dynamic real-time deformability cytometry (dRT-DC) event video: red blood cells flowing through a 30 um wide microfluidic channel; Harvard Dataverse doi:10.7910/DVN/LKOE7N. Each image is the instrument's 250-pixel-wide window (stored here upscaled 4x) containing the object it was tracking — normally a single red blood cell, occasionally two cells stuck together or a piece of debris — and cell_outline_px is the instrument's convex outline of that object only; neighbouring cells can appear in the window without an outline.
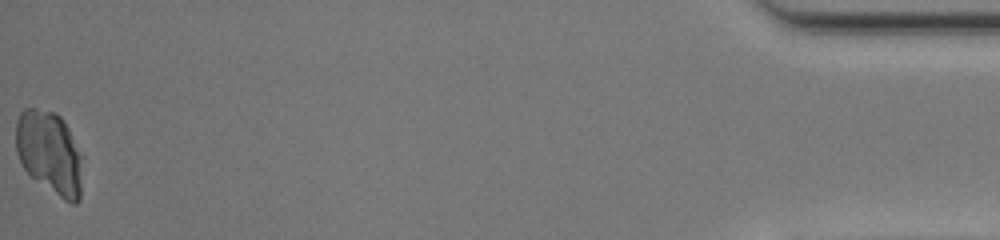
{"species": "common noctule bat (a hibernating species)", "species_latin": "Nyctalus noctula", "temperature_condition": "warm", "stored_images_in_passage": 47, "camera_frame_rate_fps": 3000, "um_per_image_px": 0.085, "animal": {"sex": "female", "body_mass_g": 20.0, "forearm_length_mm": 54.0}, "frame": {"image": 1, "passage_image": 47, "time_ms": 15.333, "image_size_px": [1000, 240], "cell_outline_px": [[80, 200], [76, 204], [72, 204], [64, 200], [32, 176], [24, 168], [16, 152], [16, 120], [20, 112], [24, 108], [36, 108], [56, 112], [64, 120], [80, 152]], "centroid_in_image_um": [4.19, 12.93], "position_along_channel_um": 431.0, "area_um2": 31.85}}